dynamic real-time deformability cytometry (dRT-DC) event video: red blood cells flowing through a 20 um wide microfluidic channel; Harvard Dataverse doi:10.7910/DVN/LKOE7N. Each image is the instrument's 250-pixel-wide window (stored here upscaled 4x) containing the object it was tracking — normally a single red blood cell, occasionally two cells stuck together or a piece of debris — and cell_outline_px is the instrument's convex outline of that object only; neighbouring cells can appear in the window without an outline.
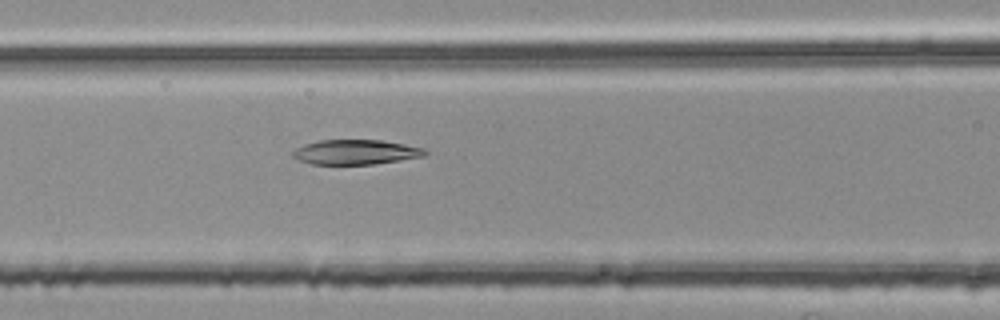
{"species": "common noctule bat (a hibernating species)", "species_latin": "Nyctalus noctula", "temperature_condition": "room temperature", "stored_images_in_passage": 54, "camera_frame_rate_fps": 3000, "um_per_image_px": 0.085, "animal": {"sex": "female", "body_mass_g": 25.1}, "frame": {"image": 1, "passage_image": 23, "time_ms": 7.333, "image_size_px": [1000, 320], "cell_outline_px": [[428, 152], [424, 156], [376, 164], [312, 164], [300, 160], [292, 156], [292, 152], [296, 148], [304, 144], [320, 140], [380, 140], [404, 144], [424, 148]], "centroid_in_image_um": [30.24, 12.92], "position_along_channel_um": 136.4, "area_um2": 19.02}}
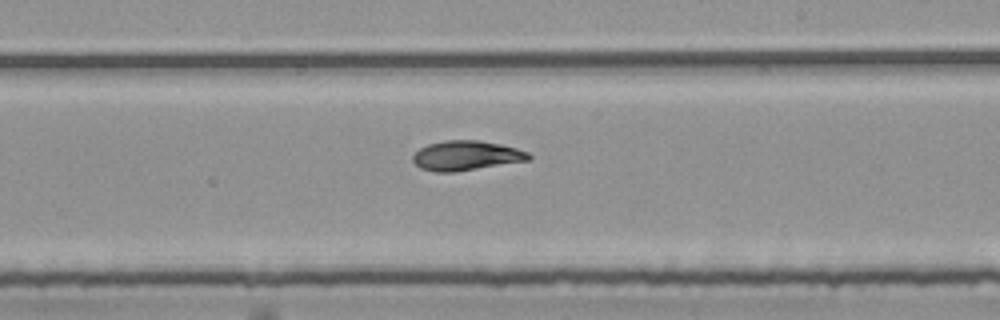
{"frame": {"image": 2, "passage_image": 32, "time_ms": 10.333, "image_size_px": [1000, 320], "cell_outline_px": [[532, 160], [452, 172], [436, 172], [420, 168], [412, 160], [412, 156], [420, 148], [428, 144], [444, 140], [476, 140], [500, 144], [516, 148], [528, 152], [532, 156]], "centroid_in_image_um": [39.64, 13.22], "position_along_channel_um": 249.4, "area_um2": 20.0}}
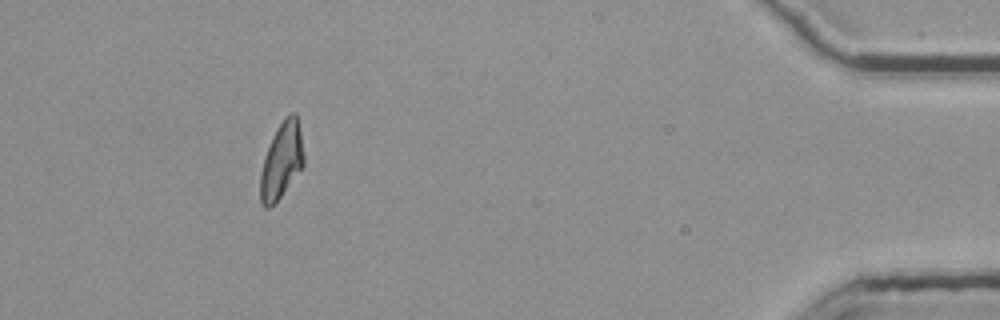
{"frame": {"image": 3, "passage_image": 50, "time_ms": 16.333, "image_size_px": [1000, 320], "cell_outline_px": [[304, 164], [280, 196], [268, 208], [264, 208], [260, 204], [260, 172], [264, 156], [284, 116], [292, 112], [296, 112], [300, 132], [304, 156]], "centroid_in_image_um": [23.92, 13.65], "position_along_channel_um": 411.3, "area_um2": 18.79}, "authors_computed_cell_mechanics": {"area_um2": 19.941, "velocity_mm_per_s": 3.7728, "shape_relaxation_time_tau1_ms": 7.9738, "shape_relaxation_time_tau2_ms": 5.7511, "deformation_change_tau1": 0.2125, "deformation_change_tau2": 0.109}}